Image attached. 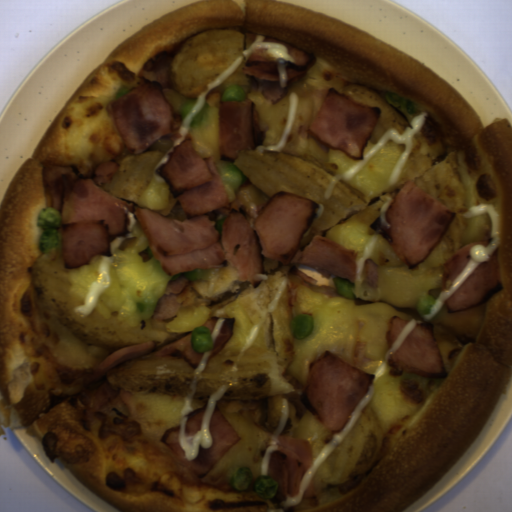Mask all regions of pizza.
Segmentation results:
<instances>
[{
  "label": "pizza",
  "instance_id": "1",
  "mask_svg": "<svg viewBox=\"0 0 512 512\" xmlns=\"http://www.w3.org/2000/svg\"><path fill=\"white\" fill-rule=\"evenodd\" d=\"M244 33L256 34L252 42ZM315 53L316 65L287 86L282 43ZM267 48L285 98L271 105L242 68ZM140 76L162 84L178 132L146 151L127 150L105 106ZM381 113L364 150L348 157L307 133L328 88ZM256 103L267 136L235 162L220 160V100ZM190 134L195 152L216 162L229 207L208 212L221 235L234 209L254 228L258 205L278 191L321 207L305 234L358 252L354 284L298 266L316 285L264 259L262 280L238 282L218 267L169 275L130 213L129 233L111 256L65 269L61 215L45 209L43 158L61 153L95 170L115 161L108 193L183 220L156 169ZM456 214L419 268L400 261L370 229L408 181ZM471 258L442 291V264L471 242ZM498 247L504 290L448 312L444 302ZM187 277L201 296L174 318H153L169 280ZM1 387L52 462L124 512H401L425 496L485 426L512 376V124L484 125L468 100L420 60L335 17L278 0H199L147 23L119 43L68 96L0 200ZM409 320L388 351L393 315ZM219 317L212 334L203 324ZM225 317L234 336L209 362ZM434 323L447 378L394 365L392 353L416 323ZM192 333L204 354H145L83 379L112 351L145 341L158 347ZM331 350L375 373L341 431L331 432L299 391L309 362ZM208 362V363H207ZM200 432L185 435L206 402ZM215 404L239 433L201 479L159 439L180 424L189 461L210 448ZM308 439L314 458L297 495L268 476L278 437Z\"/></svg>",
  "mask_w": 512,
  "mask_h": 512
}]
</instances>
